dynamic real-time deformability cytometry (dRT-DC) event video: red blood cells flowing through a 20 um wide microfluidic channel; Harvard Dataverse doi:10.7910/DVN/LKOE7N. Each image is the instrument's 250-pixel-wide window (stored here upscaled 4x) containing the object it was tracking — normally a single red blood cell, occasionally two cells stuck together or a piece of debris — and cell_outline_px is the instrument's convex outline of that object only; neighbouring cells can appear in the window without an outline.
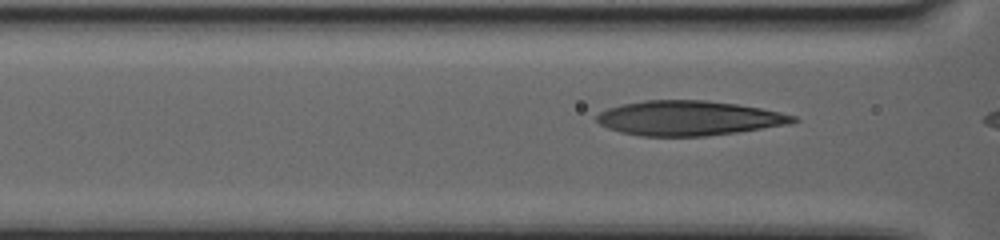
{"species": "human", "species_latin": "Homo sapiens", "temperature_condition": "warm", "stored_images_in_passage": 9, "camera_frame_rate_fps": 3000, "um_per_image_px": 0.085, "donor": {"sex": "female"}, "frame": {"image": 1, "passage_image": 6, "time_ms": 1.667, "image_size_px": [1000, 240], "cell_outline_px": [[800, 120], [788, 124], [736, 132], [704, 136], [640, 136], [620, 132], [608, 128], [600, 124], [596, 120], [596, 116], [600, 112], [608, 108], [624, 104], [644, 100], [704, 100], [736, 104], [760, 108], [780, 112], [796, 116]], "centroid_in_image_um": [58.53, 10.04], "position_along_channel_um": 108.1, "area_um2": 39.54}}